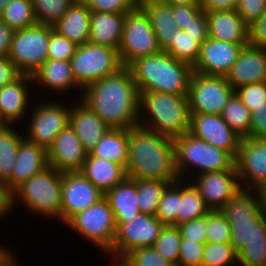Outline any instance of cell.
Returning a JSON list of instances; mask_svg holds the SVG:
<instances>
[{"label": "cell", "mask_w": 266, "mask_h": 266, "mask_svg": "<svg viewBox=\"0 0 266 266\" xmlns=\"http://www.w3.org/2000/svg\"><path fill=\"white\" fill-rule=\"evenodd\" d=\"M50 33L38 23L13 32L8 58L21 74L32 75L47 60Z\"/></svg>", "instance_id": "obj_11"}, {"label": "cell", "mask_w": 266, "mask_h": 266, "mask_svg": "<svg viewBox=\"0 0 266 266\" xmlns=\"http://www.w3.org/2000/svg\"><path fill=\"white\" fill-rule=\"evenodd\" d=\"M243 104L252 112L266 103V82L247 84L235 89Z\"/></svg>", "instance_id": "obj_45"}, {"label": "cell", "mask_w": 266, "mask_h": 266, "mask_svg": "<svg viewBox=\"0 0 266 266\" xmlns=\"http://www.w3.org/2000/svg\"><path fill=\"white\" fill-rule=\"evenodd\" d=\"M104 198L114 213L117 227L141 213L138 204L137 180L126 177L121 183L107 191Z\"/></svg>", "instance_id": "obj_29"}, {"label": "cell", "mask_w": 266, "mask_h": 266, "mask_svg": "<svg viewBox=\"0 0 266 266\" xmlns=\"http://www.w3.org/2000/svg\"><path fill=\"white\" fill-rule=\"evenodd\" d=\"M180 211V179L164 189L155 217L164 225H174Z\"/></svg>", "instance_id": "obj_38"}, {"label": "cell", "mask_w": 266, "mask_h": 266, "mask_svg": "<svg viewBox=\"0 0 266 266\" xmlns=\"http://www.w3.org/2000/svg\"><path fill=\"white\" fill-rule=\"evenodd\" d=\"M48 166L47 150L24 138L19 146L11 177L4 184L12 193L18 186Z\"/></svg>", "instance_id": "obj_23"}, {"label": "cell", "mask_w": 266, "mask_h": 266, "mask_svg": "<svg viewBox=\"0 0 266 266\" xmlns=\"http://www.w3.org/2000/svg\"><path fill=\"white\" fill-rule=\"evenodd\" d=\"M40 101H36V105L30 109L32 111L28 112L31 114L27 115L30 119H25L26 122L29 120V124L24 136L48 151L56 136L69 125L71 105L69 107L64 102L59 103V99Z\"/></svg>", "instance_id": "obj_12"}, {"label": "cell", "mask_w": 266, "mask_h": 266, "mask_svg": "<svg viewBox=\"0 0 266 266\" xmlns=\"http://www.w3.org/2000/svg\"><path fill=\"white\" fill-rule=\"evenodd\" d=\"M90 19V9L81 0H75L53 29L80 46L89 42Z\"/></svg>", "instance_id": "obj_28"}, {"label": "cell", "mask_w": 266, "mask_h": 266, "mask_svg": "<svg viewBox=\"0 0 266 266\" xmlns=\"http://www.w3.org/2000/svg\"><path fill=\"white\" fill-rule=\"evenodd\" d=\"M234 93L226 77L193 71L187 95L190 114L221 115Z\"/></svg>", "instance_id": "obj_13"}, {"label": "cell", "mask_w": 266, "mask_h": 266, "mask_svg": "<svg viewBox=\"0 0 266 266\" xmlns=\"http://www.w3.org/2000/svg\"><path fill=\"white\" fill-rule=\"evenodd\" d=\"M249 43L255 47L266 49V10L249 26Z\"/></svg>", "instance_id": "obj_53"}, {"label": "cell", "mask_w": 266, "mask_h": 266, "mask_svg": "<svg viewBox=\"0 0 266 266\" xmlns=\"http://www.w3.org/2000/svg\"><path fill=\"white\" fill-rule=\"evenodd\" d=\"M80 172L104 194L127 177L121 164L94 157L90 153Z\"/></svg>", "instance_id": "obj_31"}, {"label": "cell", "mask_w": 266, "mask_h": 266, "mask_svg": "<svg viewBox=\"0 0 266 266\" xmlns=\"http://www.w3.org/2000/svg\"><path fill=\"white\" fill-rule=\"evenodd\" d=\"M12 0H0V14L3 12L4 8L11 2Z\"/></svg>", "instance_id": "obj_65"}, {"label": "cell", "mask_w": 266, "mask_h": 266, "mask_svg": "<svg viewBox=\"0 0 266 266\" xmlns=\"http://www.w3.org/2000/svg\"><path fill=\"white\" fill-rule=\"evenodd\" d=\"M169 184L161 180H137L138 204L141 213L155 216L161 195Z\"/></svg>", "instance_id": "obj_39"}, {"label": "cell", "mask_w": 266, "mask_h": 266, "mask_svg": "<svg viewBox=\"0 0 266 266\" xmlns=\"http://www.w3.org/2000/svg\"><path fill=\"white\" fill-rule=\"evenodd\" d=\"M31 76L35 86L50 89V94L55 93L58 98L60 93L72 92L70 89H77L80 92L77 98H81L82 89L76 84L70 61L47 59Z\"/></svg>", "instance_id": "obj_25"}, {"label": "cell", "mask_w": 266, "mask_h": 266, "mask_svg": "<svg viewBox=\"0 0 266 266\" xmlns=\"http://www.w3.org/2000/svg\"><path fill=\"white\" fill-rule=\"evenodd\" d=\"M139 94V126L173 139L188 133L191 114L187 95L162 92Z\"/></svg>", "instance_id": "obj_4"}, {"label": "cell", "mask_w": 266, "mask_h": 266, "mask_svg": "<svg viewBox=\"0 0 266 266\" xmlns=\"http://www.w3.org/2000/svg\"><path fill=\"white\" fill-rule=\"evenodd\" d=\"M128 161L125 173L133 180L180 179L176 170L173 138L136 126L128 130Z\"/></svg>", "instance_id": "obj_2"}, {"label": "cell", "mask_w": 266, "mask_h": 266, "mask_svg": "<svg viewBox=\"0 0 266 266\" xmlns=\"http://www.w3.org/2000/svg\"><path fill=\"white\" fill-rule=\"evenodd\" d=\"M242 188L256 189L266 180V139L244 137L235 158Z\"/></svg>", "instance_id": "obj_16"}, {"label": "cell", "mask_w": 266, "mask_h": 266, "mask_svg": "<svg viewBox=\"0 0 266 266\" xmlns=\"http://www.w3.org/2000/svg\"><path fill=\"white\" fill-rule=\"evenodd\" d=\"M266 10V0H240L237 13L248 25H252Z\"/></svg>", "instance_id": "obj_51"}, {"label": "cell", "mask_w": 266, "mask_h": 266, "mask_svg": "<svg viewBox=\"0 0 266 266\" xmlns=\"http://www.w3.org/2000/svg\"><path fill=\"white\" fill-rule=\"evenodd\" d=\"M191 179L211 210L221 209L242 188L236 169L202 173Z\"/></svg>", "instance_id": "obj_18"}, {"label": "cell", "mask_w": 266, "mask_h": 266, "mask_svg": "<svg viewBox=\"0 0 266 266\" xmlns=\"http://www.w3.org/2000/svg\"><path fill=\"white\" fill-rule=\"evenodd\" d=\"M24 138L15 125L0 129V182L5 183L11 177L17 152Z\"/></svg>", "instance_id": "obj_34"}, {"label": "cell", "mask_w": 266, "mask_h": 266, "mask_svg": "<svg viewBox=\"0 0 266 266\" xmlns=\"http://www.w3.org/2000/svg\"><path fill=\"white\" fill-rule=\"evenodd\" d=\"M70 63L76 84L82 90L123 67L117 50L91 42L78 46Z\"/></svg>", "instance_id": "obj_9"}, {"label": "cell", "mask_w": 266, "mask_h": 266, "mask_svg": "<svg viewBox=\"0 0 266 266\" xmlns=\"http://www.w3.org/2000/svg\"><path fill=\"white\" fill-rule=\"evenodd\" d=\"M210 211L195 185L190 180L180 179V211L174 225L205 217Z\"/></svg>", "instance_id": "obj_33"}, {"label": "cell", "mask_w": 266, "mask_h": 266, "mask_svg": "<svg viewBox=\"0 0 266 266\" xmlns=\"http://www.w3.org/2000/svg\"><path fill=\"white\" fill-rule=\"evenodd\" d=\"M208 36L214 40L237 44L249 43V26L236 10L206 12Z\"/></svg>", "instance_id": "obj_26"}, {"label": "cell", "mask_w": 266, "mask_h": 266, "mask_svg": "<svg viewBox=\"0 0 266 266\" xmlns=\"http://www.w3.org/2000/svg\"><path fill=\"white\" fill-rule=\"evenodd\" d=\"M128 255L137 266H176L161 256L153 246L136 248Z\"/></svg>", "instance_id": "obj_49"}, {"label": "cell", "mask_w": 266, "mask_h": 266, "mask_svg": "<svg viewBox=\"0 0 266 266\" xmlns=\"http://www.w3.org/2000/svg\"><path fill=\"white\" fill-rule=\"evenodd\" d=\"M221 116L230 128L241 138L249 137L251 132V111L234 93L224 107Z\"/></svg>", "instance_id": "obj_35"}, {"label": "cell", "mask_w": 266, "mask_h": 266, "mask_svg": "<svg viewBox=\"0 0 266 266\" xmlns=\"http://www.w3.org/2000/svg\"><path fill=\"white\" fill-rule=\"evenodd\" d=\"M21 73L14 63L8 58H0V88L17 79Z\"/></svg>", "instance_id": "obj_56"}, {"label": "cell", "mask_w": 266, "mask_h": 266, "mask_svg": "<svg viewBox=\"0 0 266 266\" xmlns=\"http://www.w3.org/2000/svg\"><path fill=\"white\" fill-rule=\"evenodd\" d=\"M12 211L11 193L7 190L5 184L0 182V220Z\"/></svg>", "instance_id": "obj_59"}, {"label": "cell", "mask_w": 266, "mask_h": 266, "mask_svg": "<svg viewBox=\"0 0 266 266\" xmlns=\"http://www.w3.org/2000/svg\"><path fill=\"white\" fill-rule=\"evenodd\" d=\"M249 137L266 139V103L251 112V132Z\"/></svg>", "instance_id": "obj_54"}, {"label": "cell", "mask_w": 266, "mask_h": 266, "mask_svg": "<svg viewBox=\"0 0 266 266\" xmlns=\"http://www.w3.org/2000/svg\"><path fill=\"white\" fill-rule=\"evenodd\" d=\"M11 250L5 257L0 260V266H18L16 254Z\"/></svg>", "instance_id": "obj_62"}, {"label": "cell", "mask_w": 266, "mask_h": 266, "mask_svg": "<svg viewBox=\"0 0 266 266\" xmlns=\"http://www.w3.org/2000/svg\"><path fill=\"white\" fill-rule=\"evenodd\" d=\"M77 47L78 45L59 34L51 26L47 59L70 61Z\"/></svg>", "instance_id": "obj_44"}, {"label": "cell", "mask_w": 266, "mask_h": 266, "mask_svg": "<svg viewBox=\"0 0 266 266\" xmlns=\"http://www.w3.org/2000/svg\"><path fill=\"white\" fill-rule=\"evenodd\" d=\"M238 265L242 266H265L266 242L247 243L237 253Z\"/></svg>", "instance_id": "obj_47"}, {"label": "cell", "mask_w": 266, "mask_h": 266, "mask_svg": "<svg viewBox=\"0 0 266 266\" xmlns=\"http://www.w3.org/2000/svg\"><path fill=\"white\" fill-rule=\"evenodd\" d=\"M200 47L201 43L198 41V36H192L185 30L178 29L173 44L165 52L193 67L198 60Z\"/></svg>", "instance_id": "obj_37"}, {"label": "cell", "mask_w": 266, "mask_h": 266, "mask_svg": "<svg viewBox=\"0 0 266 266\" xmlns=\"http://www.w3.org/2000/svg\"><path fill=\"white\" fill-rule=\"evenodd\" d=\"M13 30L0 18V58L8 57Z\"/></svg>", "instance_id": "obj_58"}, {"label": "cell", "mask_w": 266, "mask_h": 266, "mask_svg": "<svg viewBox=\"0 0 266 266\" xmlns=\"http://www.w3.org/2000/svg\"><path fill=\"white\" fill-rule=\"evenodd\" d=\"M75 100L70 108L69 125L89 153L110 128L80 99Z\"/></svg>", "instance_id": "obj_24"}, {"label": "cell", "mask_w": 266, "mask_h": 266, "mask_svg": "<svg viewBox=\"0 0 266 266\" xmlns=\"http://www.w3.org/2000/svg\"><path fill=\"white\" fill-rule=\"evenodd\" d=\"M139 92L188 95L193 67L161 51L129 66Z\"/></svg>", "instance_id": "obj_3"}, {"label": "cell", "mask_w": 266, "mask_h": 266, "mask_svg": "<svg viewBox=\"0 0 266 266\" xmlns=\"http://www.w3.org/2000/svg\"><path fill=\"white\" fill-rule=\"evenodd\" d=\"M169 5H191V4H200L199 0H159Z\"/></svg>", "instance_id": "obj_63"}, {"label": "cell", "mask_w": 266, "mask_h": 266, "mask_svg": "<svg viewBox=\"0 0 266 266\" xmlns=\"http://www.w3.org/2000/svg\"><path fill=\"white\" fill-rule=\"evenodd\" d=\"M188 133L230 153L234 158L237 156L242 139L230 128L221 115L214 114H191Z\"/></svg>", "instance_id": "obj_17"}, {"label": "cell", "mask_w": 266, "mask_h": 266, "mask_svg": "<svg viewBox=\"0 0 266 266\" xmlns=\"http://www.w3.org/2000/svg\"><path fill=\"white\" fill-rule=\"evenodd\" d=\"M204 245L205 243L182 239L178 266H202Z\"/></svg>", "instance_id": "obj_48"}, {"label": "cell", "mask_w": 266, "mask_h": 266, "mask_svg": "<svg viewBox=\"0 0 266 266\" xmlns=\"http://www.w3.org/2000/svg\"><path fill=\"white\" fill-rule=\"evenodd\" d=\"M125 14L91 11L89 42L118 51Z\"/></svg>", "instance_id": "obj_30"}, {"label": "cell", "mask_w": 266, "mask_h": 266, "mask_svg": "<svg viewBox=\"0 0 266 266\" xmlns=\"http://www.w3.org/2000/svg\"><path fill=\"white\" fill-rule=\"evenodd\" d=\"M161 51L149 17L143 8L139 5L134 10L126 12L118 50L122 65L129 67L137 59Z\"/></svg>", "instance_id": "obj_8"}, {"label": "cell", "mask_w": 266, "mask_h": 266, "mask_svg": "<svg viewBox=\"0 0 266 266\" xmlns=\"http://www.w3.org/2000/svg\"><path fill=\"white\" fill-rule=\"evenodd\" d=\"M8 124L5 122V120L2 118L1 114H0V129H3L4 127H6Z\"/></svg>", "instance_id": "obj_66"}, {"label": "cell", "mask_w": 266, "mask_h": 266, "mask_svg": "<svg viewBox=\"0 0 266 266\" xmlns=\"http://www.w3.org/2000/svg\"><path fill=\"white\" fill-rule=\"evenodd\" d=\"M75 0H32L38 24L53 26L64 16Z\"/></svg>", "instance_id": "obj_41"}, {"label": "cell", "mask_w": 266, "mask_h": 266, "mask_svg": "<svg viewBox=\"0 0 266 266\" xmlns=\"http://www.w3.org/2000/svg\"><path fill=\"white\" fill-rule=\"evenodd\" d=\"M47 153L49 166L60 172L80 171L88 155L70 125L56 136Z\"/></svg>", "instance_id": "obj_20"}, {"label": "cell", "mask_w": 266, "mask_h": 266, "mask_svg": "<svg viewBox=\"0 0 266 266\" xmlns=\"http://www.w3.org/2000/svg\"><path fill=\"white\" fill-rule=\"evenodd\" d=\"M90 11L126 13L140 5V0H81Z\"/></svg>", "instance_id": "obj_46"}, {"label": "cell", "mask_w": 266, "mask_h": 266, "mask_svg": "<svg viewBox=\"0 0 266 266\" xmlns=\"http://www.w3.org/2000/svg\"><path fill=\"white\" fill-rule=\"evenodd\" d=\"M226 78L234 89L266 82V49L244 46Z\"/></svg>", "instance_id": "obj_22"}, {"label": "cell", "mask_w": 266, "mask_h": 266, "mask_svg": "<svg viewBox=\"0 0 266 266\" xmlns=\"http://www.w3.org/2000/svg\"><path fill=\"white\" fill-rule=\"evenodd\" d=\"M9 248L5 244L4 245L0 244V260L11 251V247Z\"/></svg>", "instance_id": "obj_64"}, {"label": "cell", "mask_w": 266, "mask_h": 266, "mask_svg": "<svg viewBox=\"0 0 266 266\" xmlns=\"http://www.w3.org/2000/svg\"><path fill=\"white\" fill-rule=\"evenodd\" d=\"M207 242L231 244V228L220 210H211L207 215Z\"/></svg>", "instance_id": "obj_43"}, {"label": "cell", "mask_w": 266, "mask_h": 266, "mask_svg": "<svg viewBox=\"0 0 266 266\" xmlns=\"http://www.w3.org/2000/svg\"><path fill=\"white\" fill-rule=\"evenodd\" d=\"M258 195H259V201H260V206L262 209V212L264 216H266V180L261 183L257 188H256Z\"/></svg>", "instance_id": "obj_61"}, {"label": "cell", "mask_w": 266, "mask_h": 266, "mask_svg": "<svg viewBox=\"0 0 266 266\" xmlns=\"http://www.w3.org/2000/svg\"><path fill=\"white\" fill-rule=\"evenodd\" d=\"M80 100L109 128L129 130L139 125L140 94L129 67L84 88Z\"/></svg>", "instance_id": "obj_1"}, {"label": "cell", "mask_w": 266, "mask_h": 266, "mask_svg": "<svg viewBox=\"0 0 266 266\" xmlns=\"http://www.w3.org/2000/svg\"><path fill=\"white\" fill-rule=\"evenodd\" d=\"M29 84L33 86L32 76L21 74L17 79L0 88V114L8 125L22 123V120L27 118V112L31 111L33 102L29 100V91H31Z\"/></svg>", "instance_id": "obj_21"}, {"label": "cell", "mask_w": 266, "mask_h": 266, "mask_svg": "<svg viewBox=\"0 0 266 266\" xmlns=\"http://www.w3.org/2000/svg\"><path fill=\"white\" fill-rule=\"evenodd\" d=\"M104 254L110 256V259H115L112 266H137L128 254H118L110 251L104 252Z\"/></svg>", "instance_id": "obj_60"}, {"label": "cell", "mask_w": 266, "mask_h": 266, "mask_svg": "<svg viewBox=\"0 0 266 266\" xmlns=\"http://www.w3.org/2000/svg\"><path fill=\"white\" fill-rule=\"evenodd\" d=\"M163 227L164 224L155 216L140 213L117 227L110 252L128 254L136 248L153 246Z\"/></svg>", "instance_id": "obj_15"}, {"label": "cell", "mask_w": 266, "mask_h": 266, "mask_svg": "<svg viewBox=\"0 0 266 266\" xmlns=\"http://www.w3.org/2000/svg\"><path fill=\"white\" fill-rule=\"evenodd\" d=\"M181 240L178 226L164 225L153 247L167 261L178 266Z\"/></svg>", "instance_id": "obj_40"}, {"label": "cell", "mask_w": 266, "mask_h": 266, "mask_svg": "<svg viewBox=\"0 0 266 266\" xmlns=\"http://www.w3.org/2000/svg\"><path fill=\"white\" fill-rule=\"evenodd\" d=\"M219 210L230 224L231 245L237 253L247 243L266 242V216L256 189L241 188Z\"/></svg>", "instance_id": "obj_5"}, {"label": "cell", "mask_w": 266, "mask_h": 266, "mask_svg": "<svg viewBox=\"0 0 266 266\" xmlns=\"http://www.w3.org/2000/svg\"><path fill=\"white\" fill-rule=\"evenodd\" d=\"M64 226L98 247L102 254L112 249L117 231L114 213L105 198L74 215Z\"/></svg>", "instance_id": "obj_10"}, {"label": "cell", "mask_w": 266, "mask_h": 266, "mask_svg": "<svg viewBox=\"0 0 266 266\" xmlns=\"http://www.w3.org/2000/svg\"><path fill=\"white\" fill-rule=\"evenodd\" d=\"M202 11L200 4L172 5L173 17L181 30H185Z\"/></svg>", "instance_id": "obj_52"}, {"label": "cell", "mask_w": 266, "mask_h": 266, "mask_svg": "<svg viewBox=\"0 0 266 266\" xmlns=\"http://www.w3.org/2000/svg\"><path fill=\"white\" fill-rule=\"evenodd\" d=\"M140 6L149 17L159 47L166 51L174 41L179 29L173 17L172 5L159 0H140Z\"/></svg>", "instance_id": "obj_27"}, {"label": "cell", "mask_w": 266, "mask_h": 266, "mask_svg": "<svg viewBox=\"0 0 266 266\" xmlns=\"http://www.w3.org/2000/svg\"><path fill=\"white\" fill-rule=\"evenodd\" d=\"M185 31L192 36H198L202 44L208 36V18L205 11H202L193 22L185 28Z\"/></svg>", "instance_id": "obj_55"}, {"label": "cell", "mask_w": 266, "mask_h": 266, "mask_svg": "<svg viewBox=\"0 0 266 266\" xmlns=\"http://www.w3.org/2000/svg\"><path fill=\"white\" fill-rule=\"evenodd\" d=\"M182 239L197 243H206L207 219L206 216L178 225Z\"/></svg>", "instance_id": "obj_50"}, {"label": "cell", "mask_w": 266, "mask_h": 266, "mask_svg": "<svg viewBox=\"0 0 266 266\" xmlns=\"http://www.w3.org/2000/svg\"><path fill=\"white\" fill-rule=\"evenodd\" d=\"M208 37L200 47V54L193 66L195 72L226 77L244 46Z\"/></svg>", "instance_id": "obj_19"}, {"label": "cell", "mask_w": 266, "mask_h": 266, "mask_svg": "<svg viewBox=\"0 0 266 266\" xmlns=\"http://www.w3.org/2000/svg\"><path fill=\"white\" fill-rule=\"evenodd\" d=\"M239 266L238 255L231 244L206 242L202 266Z\"/></svg>", "instance_id": "obj_42"}, {"label": "cell", "mask_w": 266, "mask_h": 266, "mask_svg": "<svg viewBox=\"0 0 266 266\" xmlns=\"http://www.w3.org/2000/svg\"><path fill=\"white\" fill-rule=\"evenodd\" d=\"M0 18L13 30H21L37 24L32 0H12L0 14Z\"/></svg>", "instance_id": "obj_36"}, {"label": "cell", "mask_w": 266, "mask_h": 266, "mask_svg": "<svg viewBox=\"0 0 266 266\" xmlns=\"http://www.w3.org/2000/svg\"><path fill=\"white\" fill-rule=\"evenodd\" d=\"M102 198L104 193L80 171L62 172L61 223L66 224L74 215Z\"/></svg>", "instance_id": "obj_14"}, {"label": "cell", "mask_w": 266, "mask_h": 266, "mask_svg": "<svg viewBox=\"0 0 266 266\" xmlns=\"http://www.w3.org/2000/svg\"><path fill=\"white\" fill-rule=\"evenodd\" d=\"M173 140L176 170L180 179L191 180L202 173L236 169L235 158L230 153L190 133H185Z\"/></svg>", "instance_id": "obj_7"}, {"label": "cell", "mask_w": 266, "mask_h": 266, "mask_svg": "<svg viewBox=\"0 0 266 266\" xmlns=\"http://www.w3.org/2000/svg\"><path fill=\"white\" fill-rule=\"evenodd\" d=\"M128 150V129L110 128L89 153L94 157L121 164L125 168Z\"/></svg>", "instance_id": "obj_32"}, {"label": "cell", "mask_w": 266, "mask_h": 266, "mask_svg": "<svg viewBox=\"0 0 266 266\" xmlns=\"http://www.w3.org/2000/svg\"><path fill=\"white\" fill-rule=\"evenodd\" d=\"M61 193L62 172L48 166L11 193L12 212L21 202L27 211L61 222Z\"/></svg>", "instance_id": "obj_6"}, {"label": "cell", "mask_w": 266, "mask_h": 266, "mask_svg": "<svg viewBox=\"0 0 266 266\" xmlns=\"http://www.w3.org/2000/svg\"><path fill=\"white\" fill-rule=\"evenodd\" d=\"M240 0H199L205 12L236 10Z\"/></svg>", "instance_id": "obj_57"}]
</instances>
